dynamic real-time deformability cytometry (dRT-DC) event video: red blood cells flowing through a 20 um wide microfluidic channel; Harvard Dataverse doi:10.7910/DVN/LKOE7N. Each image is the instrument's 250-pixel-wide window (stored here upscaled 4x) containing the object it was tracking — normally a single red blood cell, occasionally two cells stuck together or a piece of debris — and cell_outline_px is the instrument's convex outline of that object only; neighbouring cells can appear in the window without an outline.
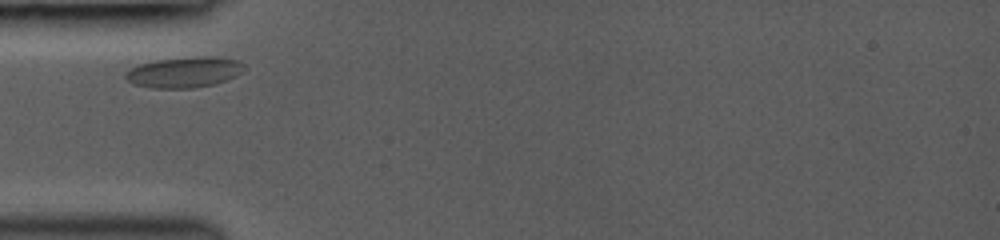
{"species": "common noctule bat (a hibernating species)", "species_latin": "Nyctalus noctula", "temperature_condition": "room temperature", "stored_images_in_passage": 9, "camera_frame_rate_fps": 3000, "um_per_image_px": 0.085, "animal": {"sex": "female", "body_mass_g": 19.0, "forearm_length_mm": 53.3}, "frame": {"image": 1, "passage_image": 1, "time_ms": 0.0, "image_size_px": [1000, 240], "cell_outline_px": [[244, 68], [236, 76], [212, 84], [192, 88], [152, 88], [132, 84], [124, 76], [124, 72], [140, 64], [156, 60], [196, 56], [208, 56], [240, 60], [244, 64]], "centroid_in_image_um": [15.64, 6.13], "position_along_channel_um": 69.4, "area_um2": 21.1}}
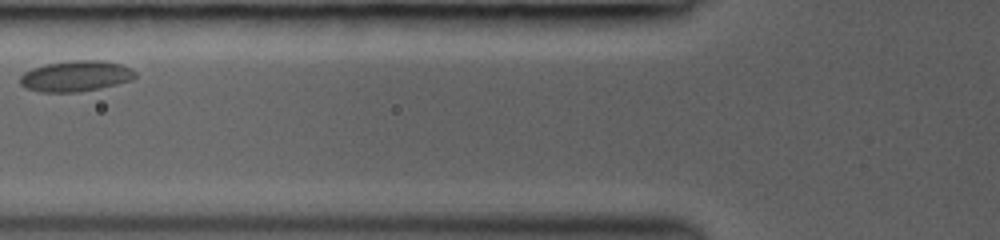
{"frame": {"image": 2, "passage_image": 4, "time_ms": 1.333, "image_size_px": [1000, 240], "cell_outline_px": [[136, 76], [132, 80], [100, 88], [76, 92], [40, 92], [24, 88], [20, 84], [20, 76], [24, 72], [32, 68], [44, 64], [68, 60], [104, 60], [120, 64], [132, 68], [136, 72]], "centroid_in_image_um": [6.43, 6.46], "position_along_channel_um": 119.4, "area_um2": 20.92}}
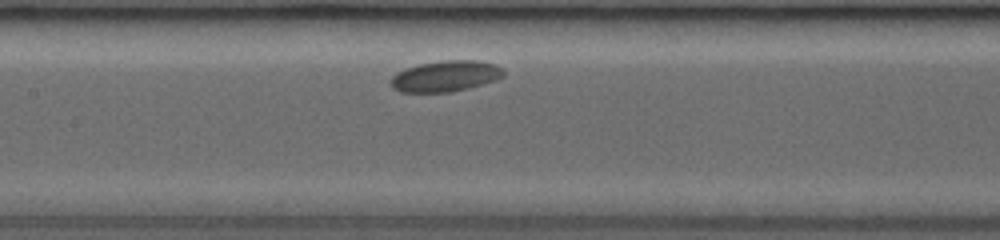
{"frame": {"image": 3, "passage_image": 7, "time_ms": 2.667, "image_size_px": [1000, 240], "cell_outline_px": [[504, 76], [496, 80], [468, 88], [452, 92], [400, 92], [392, 88], [388, 84], [388, 80], [396, 72], [404, 68], [420, 64], [440, 60], [480, 60], [496, 64], [504, 68]], "centroid_in_image_um": [37.84, 6.46], "position_along_channel_um": 169.6, "area_um2": 20.81}}